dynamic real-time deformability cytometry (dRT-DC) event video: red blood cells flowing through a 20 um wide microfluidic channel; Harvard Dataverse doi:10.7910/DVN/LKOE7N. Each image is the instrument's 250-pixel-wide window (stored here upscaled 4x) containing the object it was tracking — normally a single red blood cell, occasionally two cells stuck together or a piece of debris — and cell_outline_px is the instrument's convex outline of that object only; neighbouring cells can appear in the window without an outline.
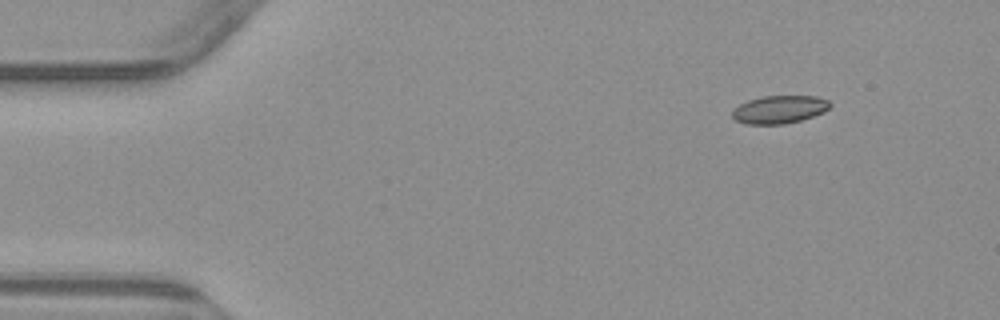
{"species": "common noctule bat (a hibernating species)", "species_latin": "Nyctalus noctula", "temperature_condition": "warm", "stored_images_in_passage": 4, "camera_frame_rate_fps": 3000, "um_per_image_px": 0.085, "animal": {"sex": "male", "body_mass_g": 23.1, "forearm_length_mm": 52.7}, "frame": {"image": 1, "passage_image": 1, "time_ms": 0.0, "image_size_px": [1000, 320], "cell_outline_px": [[832, 104], [824, 112], [800, 120], [784, 124], [748, 124], [736, 120], [732, 116], [732, 112], [740, 104], [748, 100], [764, 96], [816, 96], [828, 100]], "centroid_in_image_um": [66.26, 9.3], "position_along_channel_um": 18.7, "area_um2": 15.72}}
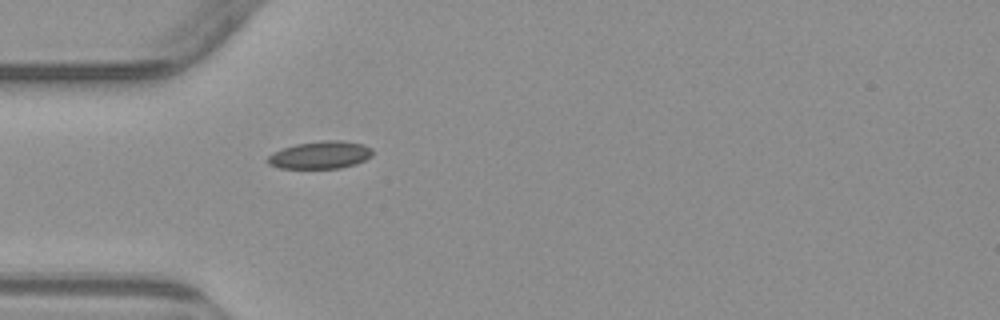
{"frame": {"image": 2, "passage_image": 4, "time_ms": 3.333, "image_size_px": [1000, 320], "cell_outline_px": [[372, 156], [356, 164], [340, 168], [280, 168], [268, 164], [268, 156], [272, 152], [296, 144], [324, 140], [340, 140], [364, 144], [372, 148]], "centroid_in_image_um": [27.25, 13.17], "position_along_channel_um": 57.8, "area_um2": 16.82}}